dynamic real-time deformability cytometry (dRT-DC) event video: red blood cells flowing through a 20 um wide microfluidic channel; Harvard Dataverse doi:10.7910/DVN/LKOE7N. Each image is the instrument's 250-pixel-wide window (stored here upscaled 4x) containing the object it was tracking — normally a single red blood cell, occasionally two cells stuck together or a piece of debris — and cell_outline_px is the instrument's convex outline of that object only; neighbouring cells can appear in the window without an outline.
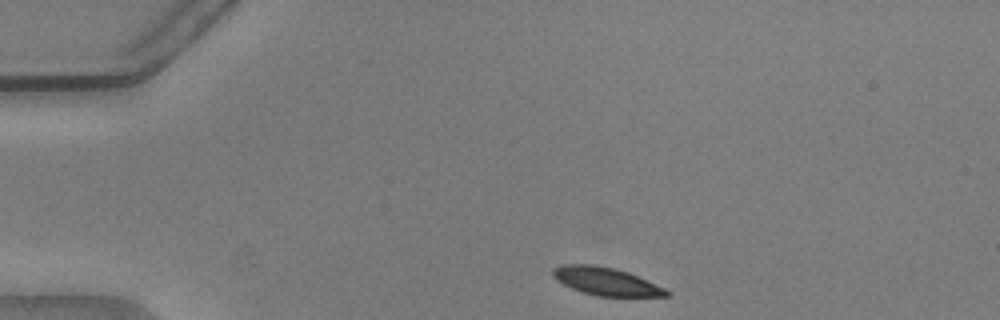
{"species": "common noctule bat (a hibernating species)", "species_latin": "Nyctalus noctula", "temperature_condition": "warm", "stored_images_in_passage": 44, "camera_frame_rate_fps": 3000, "um_per_image_px": 0.085, "animal": {"sex": "male", "body_mass_g": 20.5, "forearm_length_mm": 52.5}, "frame": {"image": 1, "passage_image": 1, "time_ms": 0.0, "image_size_px": [1000, 320], "cell_outline_px": [[672, 296], [596, 296], [572, 288], [556, 280], [552, 276], [552, 268], [564, 264], [596, 264], [616, 268], [628, 272], [664, 288], [672, 292]], "centroid_in_image_um": [51.5, 23.9], "position_along_channel_um": 33.5, "area_um2": 18.5}}
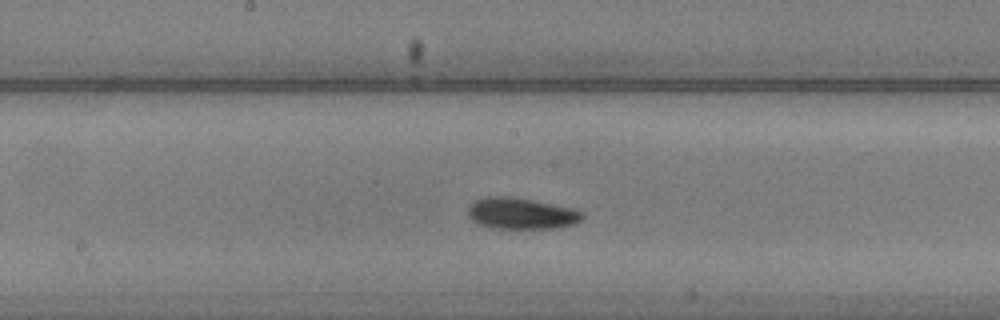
{"frame": {"image": 2, "passage_image": 19, "time_ms": 6.0, "image_size_px": [1000, 320], "cell_outline_px": [[584, 216], [580, 220], [572, 224], [552, 228], [492, 228], [480, 224], [472, 220], [468, 216], [468, 204], [472, 200], [488, 196], [512, 196], [572, 208], [584, 212]], "centroid_in_image_um": [44.24, 18.12], "position_along_channel_um": 204.0, "area_um2": 20.87}}
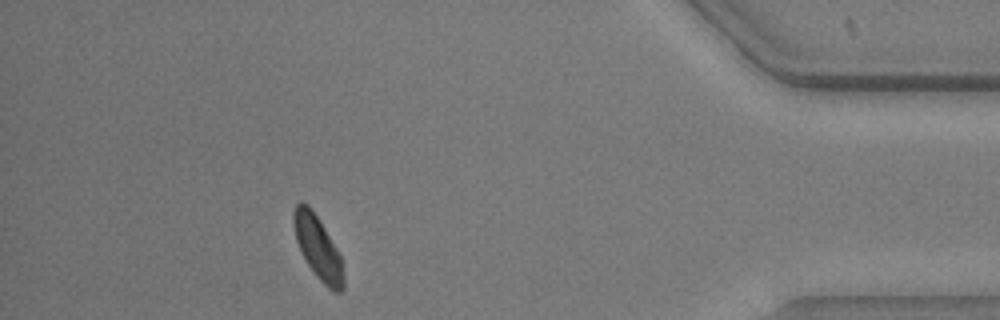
{"frame": {"image": 3, "passage_image": 39, "time_ms": 12.667, "image_size_px": [1000, 320], "cell_outline_px": [[344, 288], [340, 292], [332, 292], [320, 280], [308, 264], [296, 240], [292, 224], [292, 212], [296, 204], [300, 200], [308, 204], [324, 228], [336, 248], [340, 256], [344, 276]], "centroid_in_image_um": [27.0, 21.03], "position_along_channel_um": 408.2, "area_um2": 18.09}, "authors_computed_cell_mechanics": {"area_um2": 19.2763, "velocity_mm_per_s": 3.7522, "shape_relaxation_time_tau1_ms": 3.1039, "shape_relaxation_time_tau2_ms": null, "deformation_change_tau1": 0.0826, "deformation_change_tau2": null}}